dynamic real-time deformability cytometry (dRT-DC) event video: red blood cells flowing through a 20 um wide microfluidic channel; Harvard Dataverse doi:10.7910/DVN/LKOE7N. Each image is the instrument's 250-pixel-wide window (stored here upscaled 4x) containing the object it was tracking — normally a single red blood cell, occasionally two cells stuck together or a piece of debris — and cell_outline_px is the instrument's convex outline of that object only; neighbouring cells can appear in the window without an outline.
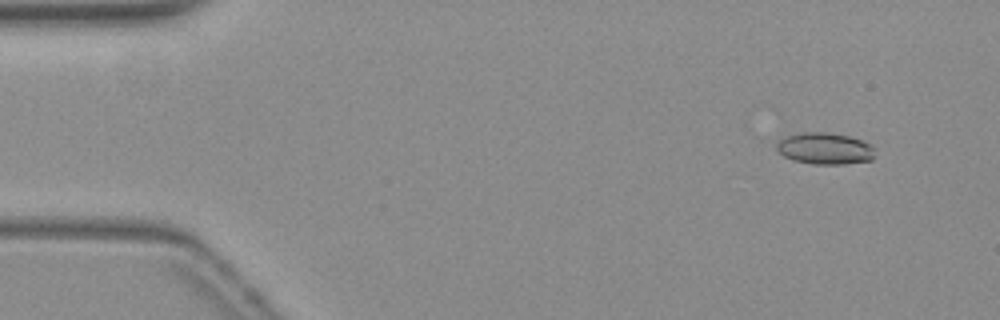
{"species": "common noctule bat (a hibernating species)", "species_latin": "Nyctalus noctula", "temperature_condition": "warm", "stored_images_in_passage": 11, "camera_frame_rate_fps": 3000, "um_per_image_px": 0.085, "animal": {"sex": "female", "body_mass_g": 19.3, "forearm_length_mm": 54.1}, "frame": {"image": 1, "passage_image": 5, "time_ms": 1.333, "image_size_px": [1000, 320], "cell_outline_px": [[872, 160], [844, 164], [812, 164], [792, 160], [784, 156], [776, 148], [776, 144], [784, 136], [804, 132], [824, 132], [848, 136], [860, 140], [868, 144], [872, 148]], "centroid_in_image_um": [70.05, 12.63], "position_along_channel_um": 15.0, "area_um2": 17.86}}